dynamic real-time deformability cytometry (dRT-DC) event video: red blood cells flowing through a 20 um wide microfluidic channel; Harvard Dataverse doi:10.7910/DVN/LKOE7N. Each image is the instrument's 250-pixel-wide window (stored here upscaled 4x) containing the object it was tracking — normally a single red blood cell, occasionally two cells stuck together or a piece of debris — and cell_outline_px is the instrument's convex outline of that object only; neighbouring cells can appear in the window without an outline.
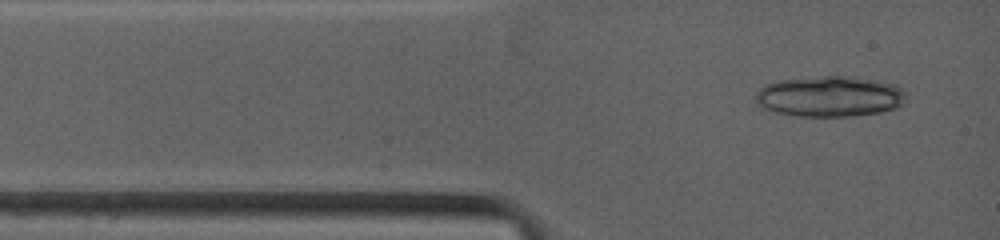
{"species": "common noctule bat (a hibernating species)", "species_latin": "Nyctalus noctula", "temperature_condition": "warm", "stored_images_in_passage": 4, "camera_frame_rate_fps": 4500, "um_per_image_px": 0.085, "animal": {"sex": "female", "body_mass_g": 19.0, "forearm_length_mm": 53.3}, "frame": {"image": 1, "passage_image": 2, "time_ms": 0.444, "image_size_px": [1000, 240], "cell_outline_px": [[904, 96], [900, 104], [896, 108], [880, 112], [848, 116], [796, 116], [776, 112], [764, 108], [756, 100], [756, 92], [760, 88], [768, 84], [780, 80], [824, 76], [848, 76], [876, 80], [896, 84], [904, 92]], "centroid_in_image_um": [70.52, 8.19], "position_along_channel_um": 14.5, "area_um2": 35.26}}